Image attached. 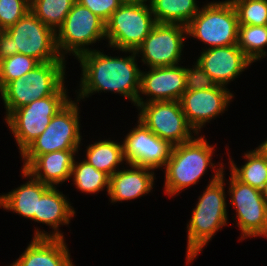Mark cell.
Here are the masks:
<instances>
[{
	"label": "cell",
	"instance_id": "277c9868",
	"mask_svg": "<svg viewBox=\"0 0 267 266\" xmlns=\"http://www.w3.org/2000/svg\"><path fill=\"white\" fill-rule=\"evenodd\" d=\"M24 54L39 63L67 61L56 46V33L31 10L12 27L0 31V61L14 54Z\"/></svg>",
	"mask_w": 267,
	"mask_h": 266
},
{
	"label": "cell",
	"instance_id": "d6986e66",
	"mask_svg": "<svg viewBox=\"0 0 267 266\" xmlns=\"http://www.w3.org/2000/svg\"><path fill=\"white\" fill-rule=\"evenodd\" d=\"M117 170L109 182V202L112 204L131 201L153 192L155 170L133 164H125Z\"/></svg>",
	"mask_w": 267,
	"mask_h": 266
},
{
	"label": "cell",
	"instance_id": "e575fe53",
	"mask_svg": "<svg viewBox=\"0 0 267 266\" xmlns=\"http://www.w3.org/2000/svg\"><path fill=\"white\" fill-rule=\"evenodd\" d=\"M257 148L267 158V137Z\"/></svg>",
	"mask_w": 267,
	"mask_h": 266
},
{
	"label": "cell",
	"instance_id": "5bb4252c",
	"mask_svg": "<svg viewBox=\"0 0 267 266\" xmlns=\"http://www.w3.org/2000/svg\"><path fill=\"white\" fill-rule=\"evenodd\" d=\"M128 131L123 139L126 163L162 171L171 157L173 145L150 131L141 121Z\"/></svg>",
	"mask_w": 267,
	"mask_h": 266
},
{
	"label": "cell",
	"instance_id": "d590c367",
	"mask_svg": "<svg viewBox=\"0 0 267 266\" xmlns=\"http://www.w3.org/2000/svg\"><path fill=\"white\" fill-rule=\"evenodd\" d=\"M261 192H262V195H263L265 201L267 202V182L265 183V185H264L263 189L261 190Z\"/></svg>",
	"mask_w": 267,
	"mask_h": 266
},
{
	"label": "cell",
	"instance_id": "4fadbf2b",
	"mask_svg": "<svg viewBox=\"0 0 267 266\" xmlns=\"http://www.w3.org/2000/svg\"><path fill=\"white\" fill-rule=\"evenodd\" d=\"M137 109L138 120L173 146L188 142L196 135L187 123L179 101H154L140 104Z\"/></svg>",
	"mask_w": 267,
	"mask_h": 266
},
{
	"label": "cell",
	"instance_id": "d6a6232c",
	"mask_svg": "<svg viewBox=\"0 0 267 266\" xmlns=\"http://www.w3.org/2000/svg\"><path fill=\"white\" fill-rule=\"evenodd\" d=\"M76 2L84 7H87L105 23L122 5L119 0H76Z\"/></svg>",
	"mask_w": 267,
	"mask_h": 266
},
{
	"label": "cell",
	"instance_id": "6da1fadb",
	"mask_svg": "<svg viewBox=\"0 0 267 266\" xmlns=\"http://www.w3.org/2000/svg\"><path fill=\"white\" fill-rule=\"evenodd\" d=\"M118 51L125 55H106L104 49L99 50L98 47L76 59L81 67L79 89L75 91L77 100L85 101L93 94L110 92L123 96L136 105L140 90L141 69L137 62L139 58L135 51Z\"/></svg>",
	"mask_w": 267,
	"mask_h": 266
},
{
	"label": "cell",
	"instance_id": "1f68e13d",
	"mask_svg": "<svg viewBox=\"0 0 267 266\" xmlns=\"http://www.w3.org/2000/svg\"><path fill=\"white\" fill-rule=\"evenodd\" d=\"M192 68L185 66V86L186 91L207 90L216 87V82L203 70L199 63L193 62Z\"/></svg>",
	"mask_w": 267,
	"mask_h": 266
},
{
	"label": "cell",
	"instance_id": "83f0119b",
	"mask_svg": "<svg viewBox=\"0 0 267 266\" xmlns=\"http://www.w3.org/2000/svg\"><path fill=\"white\" fill-rule=\"evenodd\" d=\"M76 0H32L31 12L55 32L63 24Z\"/></svg>",
	"mask_w": 267,
	"mask_h": 266
},
{
	"label": "cell",
	"instance_id": "44dd1931",
	"mask_svg": "<svg viewBox=\"0 0 267 266\" xmlns=\"http://www.w3.org/2000/svg\"><path fill=\"white\" fill-rule=\"evenodd\" d=\"M80 150H60L35 157L24 170L51 187L71 181V170ZM77 154V155H76Z\"/></svg>",
	"mask_w": 267,
	"mask_h": 266
},
{
	"label": "cell",
	"instance_id": "5b68a950",
	"mask_svg": "<svg viewBox=\"0 0 267 266\" xmlns=\"http://www.w3.org/2000/svg\"><path fill=\"white\" fill-rule=\"evenodd\" d=\"M66 62L39 63L23 77L8 82L0 90L5 108L4 119L15 109L54 95L66 82Z\"/></svg>",
	"mask_w": 267,
	"mask_h": 266
},
{
	"label": "cell",
	"instance_id": "f1b7e54d",
	"mask_svg": "<svg viewBox=\"0 0 267 266\" xmlns=\"http://www.w3.org/2000/svg\"><path fill=\"white\" fill-rule=\"evenodd\" d=\"M39 62L24 54H14L0 61V90L10 81L23 77Z\"/></svg>",
	"mask_w": 267,
	"mask_h": 266
},
{
	"label": "cell",
	"instance_id": "cb8c5ba5",
	"mask_svg": "<svg viewBox=\"0 0 267 266\" xmlns=\"http://www.w3.org/2000/svg\"><path fill=\"white\" fill-rule=\"evenodd\" d=\"M230 152H227L229 157L228 166L231 172L239 181L248 184L253 188L262 190L267 182V158L256 147L254 150H248L242 157L245 164L236 165L232 160Z\"/></svg>",
	"mask_w": 267,
	"mask_h": 266
},
{
	"label": "cell",
	"instance_id": "484cf974",
	"mask_svg": "<svg viewBox=\"0 0 267 266\" xmlns=\"http://www.w3.org/2000/svg\"><path fill=\"white\" fill-rule=\"evenodd\" d=\"M72 182L76 189L85 194H97L106 190L109 193L110 177L102 171L95 169L84 159L75 158L71 170ZM106 187V188H105Z\"/></svg>",
	"mask_w": 267,
	"mask_h": 266
},
{
	"label": "cell",
	"instance_id": "8992f818",
	"mask_svg": "<svg viewBox=\"0 0 267 266\" xmlns=\"http://www.w3.org/2000/svg\"><path fill=\"white\" fill-rule=\"evenodd\" d=\"M79 100H70L51 119L45 131L21 153L24 169L35 157L60 150H81V118Z\"/></svg>",
	"mask_w": 267,
	"mask_h": 266
},
{
	"label": "cell",
	"instance_id": "9a60e30c",
	"mask_svg": "<svg viewBox=\"0 0 267 266\" xmlns=\"http://www.w3.org/2000/svg\"><path fill=\"white\" fill-rule=\"evenodd\" d=\"M234 98L229 88L217 85L207 90L185 91L179 102L189 126L196 134H202V128L225 113Z\"/></svg>",
	"mask_w": 267,
	"mask_h": 266
},
{
	"label": "cell",
	"instance_id": "7402d4cb",
	"mask_svg": "<svg viewBox=\"0 0 267 266\" xmlns=\"http://www.w3.org/2000/svg\"><path fill=\"white\" fill-rule=\"evenodd\" d=\"M20 173L23 178L29 180L8 193L0 194V208L35 223L38 200L51 186L33 178L24 169Z\"/></svg>",
	"mask_w": 267,
	"mask_h": 266
},
{
	"label": "cell",
	"instance_id": "7a4b0ae2",
	"mask_svg": "<svg viewBox=\"0 0 267 266\" xmlns=\"http://www.w3.org/2000/svg\"><path fill=\"white\" fill-rule=\"evenodd\" d=\"M211 175L212 178L203 190V194L198 196V201L187 223L185 255L187 266L197 259L218 231L222 230L224 226H228L225 168L222 173Z\"/></svg>",
	"mask_w": 267,
	"mask_h": 266
},
{
	"label": "cell",
	"instance_id": "ffe728a7",
	"mask_svg": "<svg viewBox=\"0 0 267 266\" xmlns=\"http://www.w3.org/2000/svg\"><path fill=\"white\" fill-rule=\"evenodd\" d=\"M65 238L33 237L19 258L7 266H75Z\"/></svg>",
	"mask_w": 267,
	"mask_h": 266
},
{
	"label": "cell",
	"instance_id": "ac0fdd59",
	"mask_svg": "<svg viewBox=\"0 0 267 266\" xmlns=\"http://www.w3.org/2000/svg\"><path fill=\"white\" fill-rule=\"evenodd\" d=\"M59 191L57 187H50L38 200L35 222L42 223L52 228L47 232L35 227L33 237L65 238L60 226H69L71 219L76 216V211L71 206L70 199Z\"/></svg>",
	"mask_w": 267,
	"mask_h": 266
},
{
	"label": "cell",
	"instance_id": "3957f363",
	"mask_svg": "<svg viewBox=\"0 0 267 266\" xmlns=\"http://www.w3.org/2000/svg\"><path fill=\"white\" fill-rule=\"evenodd\" d=\"M200 135L196 134L190 141L173 147L164 166V193L169 198L179 196L181 191L199 183L208 168L214 173H222L226 168L223 162L217 165L213 162L215 144L211 145L203 134Z\"/></svg>",
	"mask_w": 267,
	"mask_h": 266
},
{
	"label": "cell",
	"instance_id": "7c38bea8",
	"mask_svg": "<svg viewBox=\"0 0 267 266\" xmlns=\"http://www.w3.org/2000/svg\"><path fill=\"white\" fill-rule=\"evenodd\" d=\"M186 38L185 25L157 23L135 52L148 68L183 64Z\"/></svg>",
	"mask_w": 267,
	"mask_h": 266
},
{
	"label": "cell",
	"instance_id": "d4e9b609",
	"mask_svg": "<svg viewBox=\"0 0 267 266\" xmlns=\"http://www.w3.org/2000/svg\"><path fill=\"white\" fill-rule=\"evenodd\" d=\"M197 0H151L150 7L157 23L187 25L200 8Z\"/></svg>",
	"mask_w": 267,
	"mask_h": 266
},
{
	"label": "cell",
	"instance_id": "836d02e7",
	"mask_svg": "<svg viewBox=\"0 0 267 266\" xmlns=\"http://www.w3.org/2000/svg\"><path fill=\"white\" fill-rule=\"evenodd\" d=\"M121 4L144 5L150 4L151 0H119Z\"/></svg>",
	"mask_w": 267,
	"mask_h": 266
},
{
	"label": "cell",
	"instance_id": "9c48e42d",
	"mask_svg": "<svg viewBox=\"0 0 267 266\" xmlns=\"http://www.w3.org/2000/svg\"><path fill=\"white\" fill-rule=\"evenodd\" d=\"M55 33L60 56L65 60L68 59L66 55L77 59L86 52L96 50L93 48L94 44L106 39V26L105 22L87 7L75 2Z\"/></svg>",
	"mask_w": 267,
	"mask_h": 266
},
{
	"label": "cell",
	"instance_id": "30bf717a",
	"mask_svg": "<svg viewBox=\"0 0 267 266\" xmlns=\"http://www.w3.org/2000/svg\"><path fill=\"white\" fill-rule=\"evenodd\" d=\"M156 24L150 4H122L105 23L106 45L114 51H135Z\"/></svg>",
	"mask_w": 267,
	"mask_h": 266
},
{
	"label": "cell",
	"instance_id": "ba28073f",
	"mask_svg": "<svg viewBox=\"0 0 267 266\" xmlns=\"http://www.w3.org/2000/svg\"><path fill=\"white\" fill-rule=\"evenodd\" d=\"M68 93L64 84L54 95L15 109L4 119L19 153L45 131L52 117L72 99Z\"/></svg>",
	"mask_w": 267,
	"mask_h": 266
},
{
	"label": "cell",
	"instance_id": "4316f807",
	"mask_svg": "<svg viewBox=\"0 0 267 266\" xmlns=\"http://www.w3.org/2000/svg\"><path fill=\"white\" fill-rule=\"evenodd\" d=\"M237 46L254 63L267 57V25H239Z\"/></svg>",
	"mask_w": 267,
	"mask_h": 266
},
{
	"label": "cell",
	"instance_id": "603a6c76",
	"mask_svg": "<svg viewBox=\"0 0 267 266\" xmlns=\"http://www.w3.org/2000/svg\"><path fill=\"white\" fill-rule=\"evenodd\" d=\"M120 142L111 140V138L100 141L98 139V141L92 142L93 144L86 146L84 160L111 177L117 170L124 167V163L126 164L123 142Z\"/></svg>",
	"mask_w": 267,
	"mask_h": 266
},
{
	"label": "cell",
	"instance_id": "2e32d148",
	"mask_svg": "<svg viewBox=\"0 0 267 266\" xmlns=\"http://www.w3.org/2000/svg\"><path fill=\"white\" fill-rule=\"evenodd\" d=\"M185 91V66L181 63L141 70L140 90L135 108L154 101H179Z\"/></svg>",
	"mask_w": 267,
	"mask_h": 266
},
{
	"label": "cell",
	"instance_id": "f546056e",
	"mask_svg": "<svg viewBox=\"0 0 267 266\" xmlns=\"http://www.w3.org/2000/svg\"><path fill=\"white\" fill-rule=\"evenodd\" d=\"M239 25H267V0H230Z\"/></svg>",
	"mask_w": 267,
	"mask_h": 266
},
{
	"label": "cell",
	"instance_id": "52a82bcc",
	"mask_svg": "<svg viewBox=\"0 0 267 266\" xmlns=\"http://www.w3.org/2000/svg\"><path fill=\"white\" fill-rule=\"evenodd\" d=\"M186 28L187 38L203 42L201 49L231 46L238 41L239 22L230 0L207 1Z\"/></svg>",
	"mask_w": 267,
	"mask_h": 266
},
{
	"label": "cell",
	"instance_id": "8fae6325",
	"mask_svg": "<svg viewBox=\"0 0 267 266\" xmlns=\"http://www.w3.org/2000/svg\"><path fill=\"white\" fill-rule=\"evenodd\" d=\"M227 183L228 204L236 211L234 221L240 231L239 240L267 238V202L261 190L239 181L231 172Z\"/></svg>",
	"mask_w": 267,
	"mask_h": 266
},
{
	"label": "cell",
	"instance_id": "4dcf8cb0",
	"mask_svg": "<svg viewBox=\"0 0 267 266\" xmlns=\"http://www.w3.org/2000/svg\"><path fill=\"white\" fill-rule=\"evenodd\" d=\"M29 11L28 0H0V31L12 27Z\"/></svg>",
	"mask_w": 267,
	"mask_h": 266
},
{
	"label": "cell",
	"instance_id": "e0dca14e",
	"mask_svg": "<svg viewBox=\"0 0 267 266\" xmlns=\"http://www.w3.org/2000/svg\"><path fill=\"white\" fill-rule=\"evenodd\" d=\"M196 61L217 85L225 87L253 64L237 44L202 49Z\"/></svg>",
	"mask_w": 267,
	"mask_h": 266
}]
</instances>
